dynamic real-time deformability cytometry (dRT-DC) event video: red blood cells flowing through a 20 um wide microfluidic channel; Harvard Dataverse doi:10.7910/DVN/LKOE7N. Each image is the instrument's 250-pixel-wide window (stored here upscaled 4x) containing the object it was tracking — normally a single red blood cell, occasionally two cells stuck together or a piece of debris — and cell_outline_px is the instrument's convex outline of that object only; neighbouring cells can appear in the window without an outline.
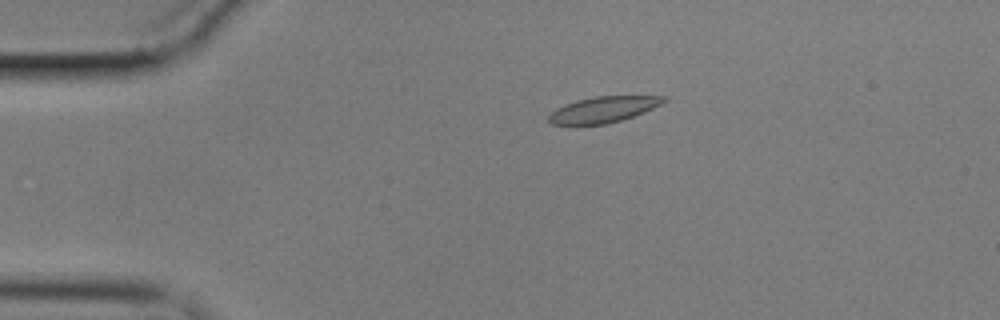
{"species": "common noctule bat (a hibernating species)", "species_latin": "Nyctalus noctula", "temperature_condition": "cold", "stored_images_in_passage": 59, "camera_frame_rate_fps": 3000, "um_per_image_px": 0.085, "animal": {"sex": "male", "body_mass_g": 17.9}, "frame": {"image": 1, "passage_image": 12, "time_ms": 3.667, "image_size_px": [1000, 320], "cell_outline_px": [[668, 100], [644, 112], [608, 124], [552, 124], [548, 120], [548, 116], [556, 108], [564, 104], [576, 100], [596, 96], [668, 96]], "centroid_in_image_um": [51.28, 9.3], "position_along_channel_um": 33.7, "area_um2": 17.22}}
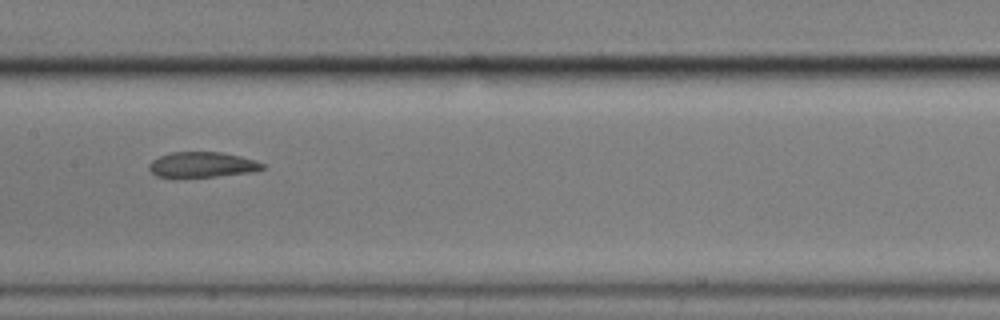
{"frame": {"image": 2, "passage_image": 30, "time_ms": 9.667, "image_size_px": [1000, 320], "cell_outline_px": [[264, 168], [252, 172], [216, 176], [176, 180], [172, 180], [156, 176], [148, 168], [148, 164], [152, 160], [160, 156], [172, 152], [220, 152], [240, 156], [256, 160], [264, 164]], "centroid_in_image_um": [17.11, 14.04], "position_along_channel_um": 190.3, "area_um2": 17.4}}
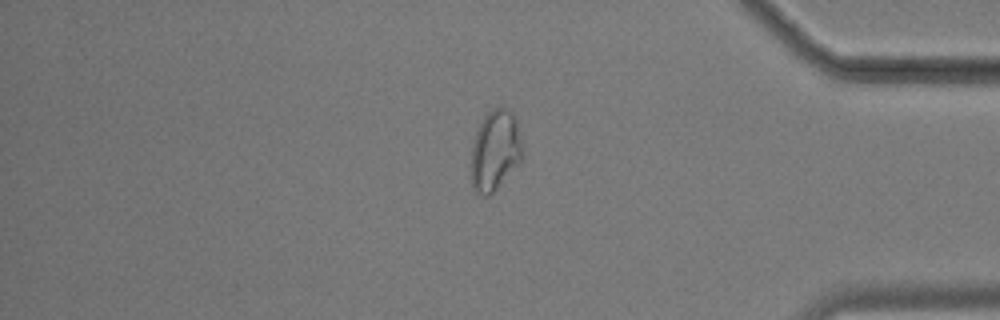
{"frame": {"image": 3, "passage_image": 50, "time_ms": 16.333, "image_size_px": [1000, 320], "cell_outline_px": [[524, 156], [496, 188], [488, 196], [484, 196], [476, 192], [472, 188], [472, 148], [476, 132], [484, 116], [492, 108], [504, 108], [512, 112], [516, 120], [524, 148]], "centroid_in_image_um": [42.11, 12.77], "position_along_channel_um": 393.1, "area_um2": 23.76}, "authors_computed_cell_mechanics": {"area_um2": 18.207, "velocity_mm_per_s": 3.4153, "shape_relaxation_time_tau1_ms": null, "shape_relaxation_time_tau2_ms": 3.1981, "deformation_change_tau1": null, "deformation_change_tau2": 0.0859}}